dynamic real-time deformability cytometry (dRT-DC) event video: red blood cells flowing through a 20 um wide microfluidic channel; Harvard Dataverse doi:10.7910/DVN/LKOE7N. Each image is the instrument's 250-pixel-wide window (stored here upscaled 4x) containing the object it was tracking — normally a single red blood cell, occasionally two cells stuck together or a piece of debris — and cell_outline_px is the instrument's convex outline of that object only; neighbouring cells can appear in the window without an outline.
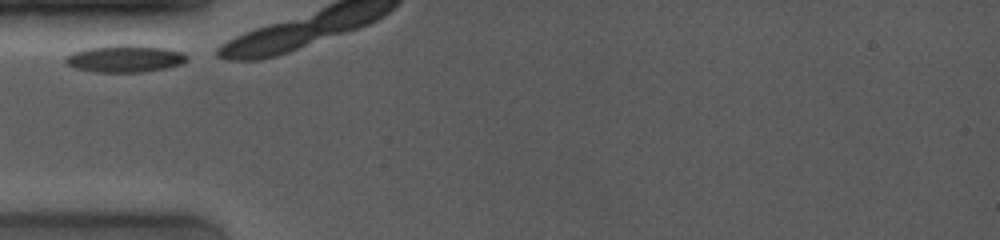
{"species": "common noctule bat (a hibernating species)", "species_latin": "Nyctalus noctula", "temperature_condition": "room temperature", "stored_images_in_passage": 4, "camera_frame_rate_fps": 4000, "um_per_image_px": 0.085, "animal": {"sex": "female", "body_mass_g": 19.0, "forearm_length_mm": 53.3}, "frame": {"image": 1, "passage_image": 1, "time_ms": 0.0, "image_size_px": [1000, 240], "cell_outline_px": [[188, 60], [180, 64], [164, 68], [144, 72], [96, 72], [76, 68], [68, 64], [64, 60], [64, 56], [72, 52], [88, 48], [116, 44], [132, 44], [164, 48], [184, 52], [188, 56]], "centroid_in_image_um": [10.62, 4.97], "position_along_channel_um": 74.4, "area_um2": 19.31}}